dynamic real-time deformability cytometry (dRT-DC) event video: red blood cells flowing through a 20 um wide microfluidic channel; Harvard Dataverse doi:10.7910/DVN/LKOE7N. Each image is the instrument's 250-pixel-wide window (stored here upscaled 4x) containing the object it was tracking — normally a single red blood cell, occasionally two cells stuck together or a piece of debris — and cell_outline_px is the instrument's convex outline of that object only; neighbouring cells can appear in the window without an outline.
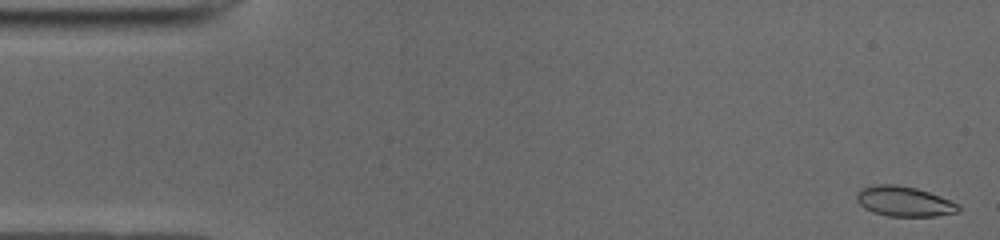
{"species": "common noctule bat (a hibernating species)", "species_latin": "Nyctalus noctula", "temperature_condition": "cold", "stored_images_in_passage": 50, "camera_frame_rate_fps": 3000, "um_per_image_px": 0.085, "animal": {"sex": "male", "body_mass_g": 19.0, "forearm_length_mm": 50.8}, "frame": {"image": 1, "passage_image": 1, "time_ms": 0.0, "image_size_px": [1000, 240], "cell_outline_px": [[960, 212], [936, 216], [888, 216], [872, 212], [864, 208], [856, 200], [856, 192], [860, 188], [876, 184], [896, 184], [916, 188], [940, 196], [960, 204]], "centroid_in_image_um": [76.84, 17.12], "position_along_channel_um": 8.2, "area_um2": 18.03}}
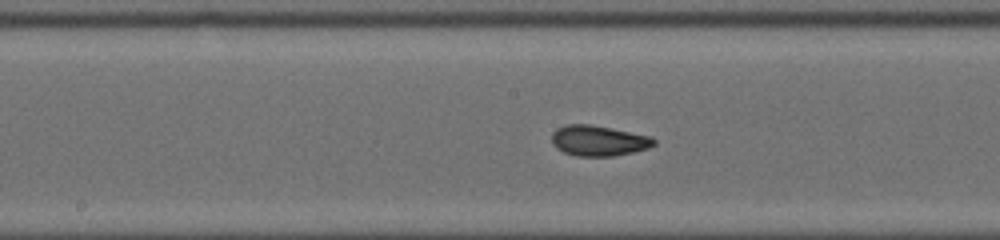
{"frame": {"image": 2, "passage_image": 25, "time_ms": 8.0, "image_size_px": [1000, 240], "cell_outline_px": [[656, 144], [648, 148], [632, 152], [612, 156], [576, 156], [564, 152], [556, 148], [552, 144], [552, 132], [556, 128], [568, 124], [588, 124], [612, 128], [652, 136], [656, 140]], "centroid_in_image_um": [50.88, 11.95], "position_along_channel_um": 197.3, "area_um2": 18.26}}
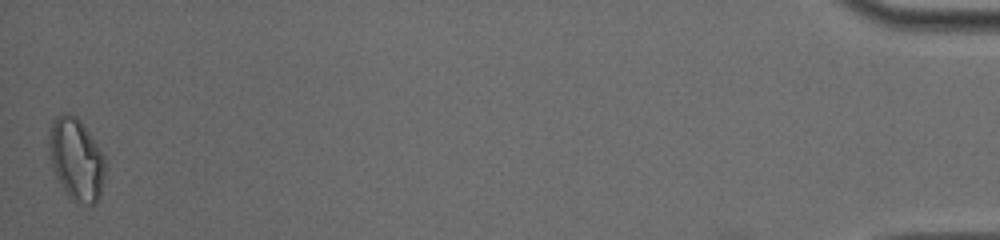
{"frame": {"image": 3, "passage_image": 50, "time_ms": 16.333, "image_size_px": [1000, 240], "cell_outline_px": [[104, 180], [100, 196], [96, 204], [80, 204], [72, 200], [68, 196], [56, 176], [52, 164], [48, 144], [52, 124], [56, 116], [68, 112], [76, 116], [80, 120], [104, 156]], "centroid_in_image_um": [6.49, 13.56], "position_along_channel_um": 428.7, "area_um2": 26.53}, "authors_computed_cell_mechanics": {"area_um2": 18.0336, "velocity_mm_per_s": 3.9406, "shape_relaxation_time_tau1_ms": 5.6584, "shape_relaxation_time_tau2_ms": 1.5182, "deformation_change_tau1": 0.1346, "deformation_change_tau2": 0.053}}